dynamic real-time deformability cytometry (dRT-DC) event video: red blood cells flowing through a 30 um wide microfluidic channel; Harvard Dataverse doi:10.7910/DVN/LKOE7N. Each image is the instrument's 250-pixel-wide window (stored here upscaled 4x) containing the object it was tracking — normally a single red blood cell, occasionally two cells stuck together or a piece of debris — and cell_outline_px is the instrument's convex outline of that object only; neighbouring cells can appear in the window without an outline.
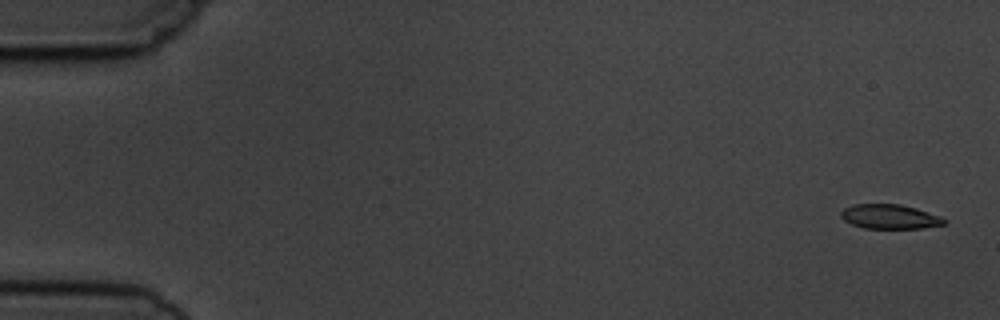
{"species": "common noctule bat (a hibernating species)", "species_latin": "Nyctalus noctula", "temperature_condition": "cold", "stored_images_in_passage": 5, "camera_frame_rate_fps": 3000, "um_per_image_px": 0.085, "animal": {"sex": "male", "body_mass_g": 19.5, "forearm_length_mm": 54.6}, "frame": {"image": 1, "passage_image": 1, "time_ms": 0.0, "image_size_px": [1000, 320], "cell_outline_px": [[948, 220], [944, 224], [924, 228], [864, 228], [852, 224], [844, 220], [840, 216], [840, 212], [844, 208], [852, 204], [900, 204], [916, 208], [940, 216]], "centroid_in_image_um": [75.62, 18.41], "position_along_channel_um": 9.4, "area_um2": 14.74}}
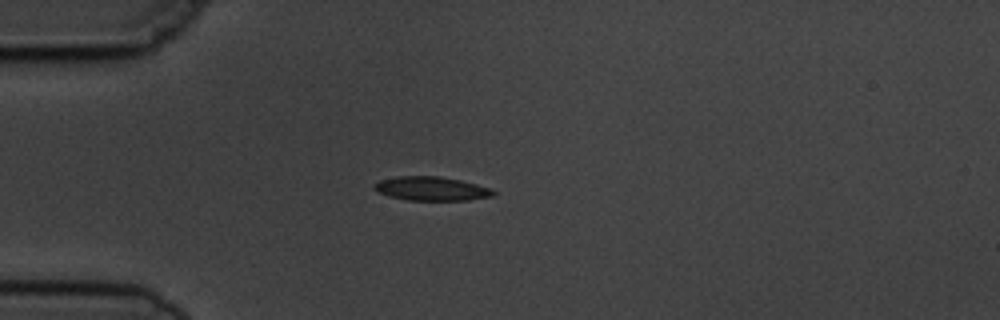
{"frame": {"image": 2, "passage_image": 5, "time_ms": 4.333, "image_size_px": [1000, 320], "cell_outline_px": [[496, 192], [492, 196], [468, 200], [408, 200], [388, 196], [372, 188], [372, 184], [380, 180], [396, 176], [440, 176], [460, 180], [476, 184], [488, 188]], "centroid_in_image_um": [36.62, 16.03], "position_along_channel_um": 48.4, "area_um2": 16.53}}